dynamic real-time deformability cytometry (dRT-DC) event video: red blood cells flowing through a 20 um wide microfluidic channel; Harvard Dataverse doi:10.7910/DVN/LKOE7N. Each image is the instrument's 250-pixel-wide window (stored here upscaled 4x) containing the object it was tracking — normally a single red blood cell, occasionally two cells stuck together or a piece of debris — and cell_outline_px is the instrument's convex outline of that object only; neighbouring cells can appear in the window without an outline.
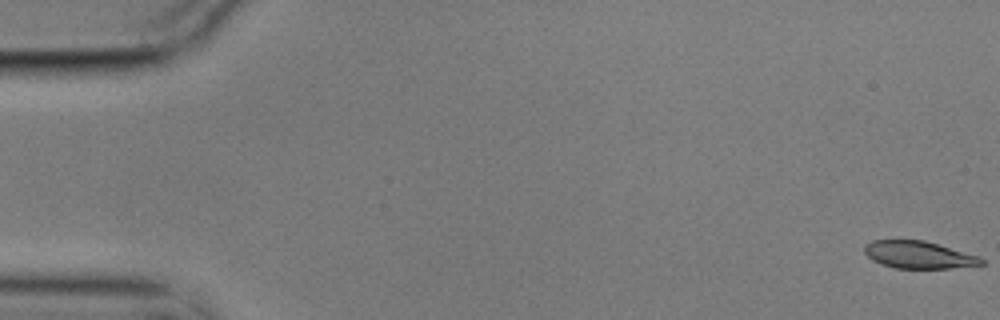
{"species": "common noctule bat (a hibernating species)", "species_latin": "Nyctalus noctula", "temperature_condition": "cold", "stored_images_in_passage": 57, "camera_frame_rate_fps": 3000, "um_per_image_px": 0.085, "animal": {"sex": "male", "body_mass_g": 17.9}, "frame": {"image": 1, "passage_image": 1, "time_ms": 0.0, "image_size_px": [1000, 320], "cell_outline_px": [[984, 264], [952, 268], [896, 268], [880, 264], [872, 260], [864, 252], [864, 244], [872, 240], [924, 240], [980, 256], [984, 260]], "centroid_in_image_um": [78.07, 21.65], "position_along_channel_um": 6.9, "area_um2": 18.67}}
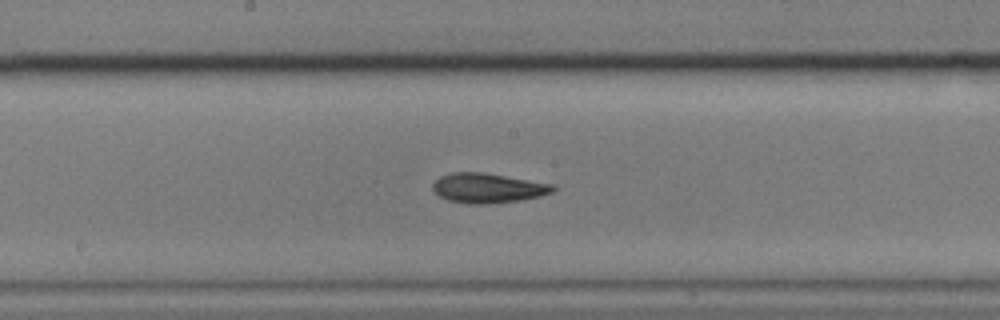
{"frame": {"image": 2, "passage_image": 30, "time_ms": 9.667, "image_size_px": [1000, 320], "cell_outline_px": [[556, 188], [552, 192], [540, 196], [520, 200], [488, 204], [464, 204], [448, 200], [432, 192], [432, 184], [440, 176], [452, 172], [480, 172], [556, 184]], "centroid_in_image_um": [41.45, 15.99], "position_along_channel_um": 206.8, "area_um2": 20.98}}
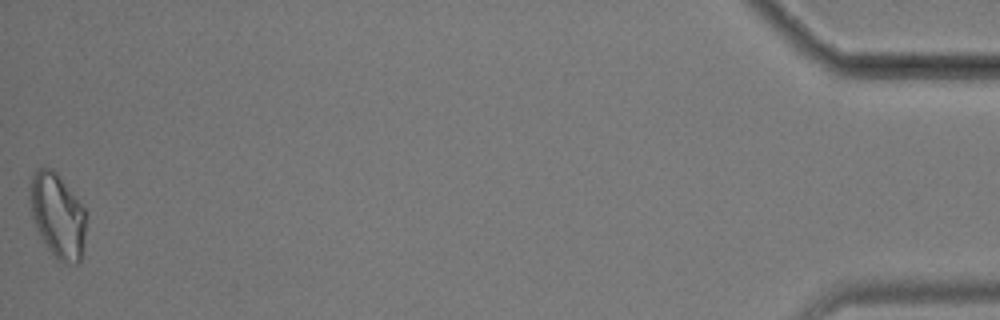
{"frame": {"image": 3, "passage_image": 57, "time_ms": 18.667, "image_size_px": [1000, 320], "cell_outline_px": [[88, 216], [80, 264], [76, 264], [60, 260], [48, 248], [40, 236], [36, 228], [32, 216], [28, 196], [28, 188], [32, 176], [36, 168], [52, 168], [60, 176], [84, 208]], "centroid_in_image_um": [4.89, 18.28], "position_along_channel_um": 430.3, "area_um2": 27.86}, "authors_computed_cell_mechanics": {"area_um2": 20.808, "velocity_mm_per_s": 3.525, "shape_relaxation_time_tau1_ms": null, "shape_relaxation_time_tau2_ms": 2.6755, "deformation_change_tau1": null, "deformation_change_tau2": 0.0869}}